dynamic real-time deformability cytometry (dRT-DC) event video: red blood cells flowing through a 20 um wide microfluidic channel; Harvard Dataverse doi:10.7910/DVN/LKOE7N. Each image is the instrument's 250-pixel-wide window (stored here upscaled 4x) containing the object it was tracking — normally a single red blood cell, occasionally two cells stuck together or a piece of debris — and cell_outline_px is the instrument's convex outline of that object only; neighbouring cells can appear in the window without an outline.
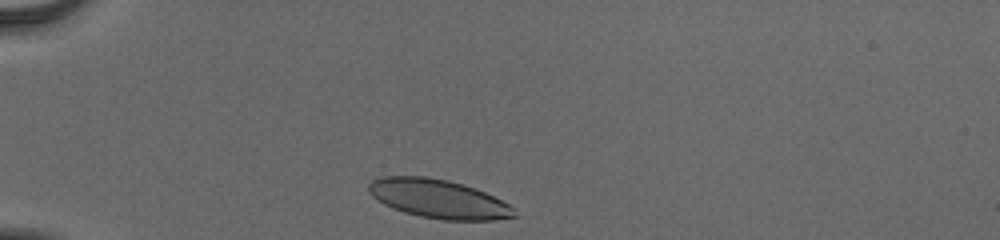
{"species": "human", "species_latin": "Homo sapiens", "temperature_condition": "cold", "stored_images_in_passage": 32, "camera_frame_rate_fps": 3000, "um_per_image_px": 0.085, "donor": {"sex": "male"}, "frame": {"image": 1, "passage_image": 1, "time_ms": 0.0, "image_size_px": [1000, 240], "cell_outline_px": [[516, 216], [496, 220], [444, 220], [420, 216], [404, 212], [392, 208], [384, 204], [372, 196], [368, 192], [368, 184], [372, 180], [384, 176], [424, 176], [448, 180], [464, 184], [484, 192], [508, 204], [512, 208]], "centroid_in_image_um": [37.23, 16.9], "position_along_channel_um": 47.8, "area_um2": 32.71}}
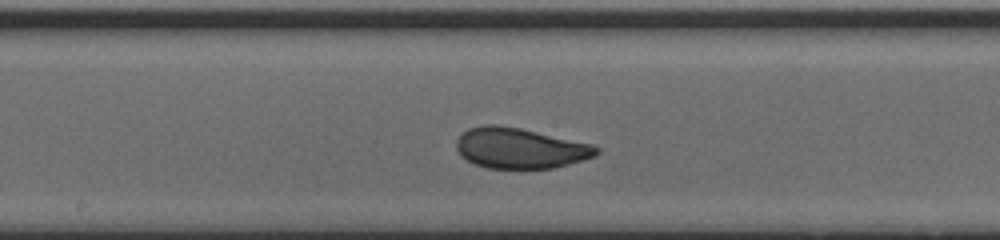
{"frame": {"image": 2, "passage_image": 16, "time_ms": 5.0, "image_size_px": [1000, 240], "cell_outline_px": [[600, 152], [596, 156], [584, 160], [552, 168], [484, 168], [460, 156], [456, 148], [456, 140], [468, 128], [484, 124], [496, 124], [520, 128], [592, 144], [600, 148]], "centroid_in_image_um": [44.2, 12.59], "position_along_channel_um": 204.0, "area_um2": 33.12}}
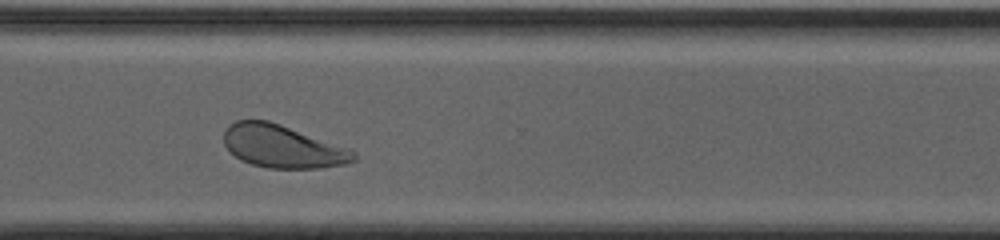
{"frame": {"image": 3, "passage_image": 27, "time_ms": 8.667, "image_size_px": [1000, 240], "cell_outline_px": [[356, 160], [344, 164], [320, 168], [268, 168], [252, 164], [240, 160], [224, 144], [224, 128], [228, 124], [236, 120], [268, 120], [352, 148], [356, 152]], "centroid_in_image_um": [24.04, 12.44], "position_along_channel_um": 346.6, "area_um2": 32.66}, "authors_computed_cell_mechanics": {"area_um2": 32.946, "velocity_mm_per_s": 3.8791, "shape_relaxation_time_tau1_ms": 3.1677, "shape_relaxation_time_tau2_ms": null, "deformation_change_tau1": 0.1138, "deformation_change_tau2": null}}